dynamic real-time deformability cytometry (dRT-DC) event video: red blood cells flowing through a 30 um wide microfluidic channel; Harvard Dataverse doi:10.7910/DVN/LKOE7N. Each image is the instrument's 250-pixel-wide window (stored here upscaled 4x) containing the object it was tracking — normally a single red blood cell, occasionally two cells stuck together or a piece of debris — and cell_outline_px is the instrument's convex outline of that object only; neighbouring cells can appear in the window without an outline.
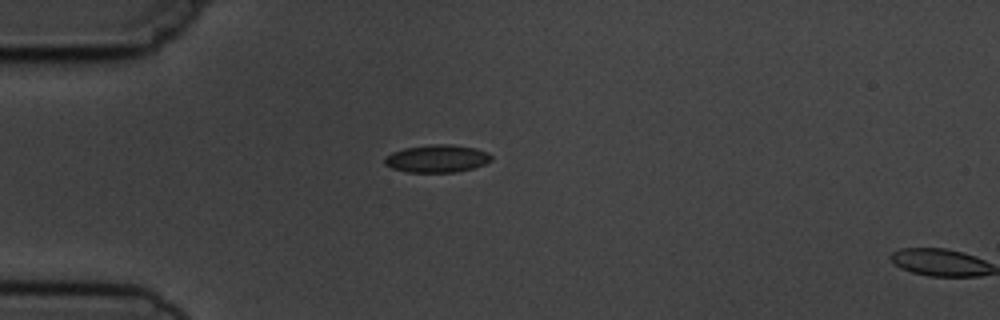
{"species": "common noctule bat (a hibernating species)", "species_latin": "Nyctalus noctula", "temperature_condition": "cold", "stored_images_in_passage": 3, "camera_frame_rate_fps": 3000, "um_per_image_px": 0.085, "animal": {"sex": "male", "body_mass_g": 19.5, "forearm_length_mm": 54.6}, "frame": {"image": 1, "passage_image": 2, "time_ms": 1.333, "image_size_px": [1000, 320], "cell_outline_px": [[492, 160], [484, 164], [472, 168], [456, 172], [408, 172], [392, 168], [384, 164], [384, 156], [392, 152], [404, 148], [428, 144], [452, 144], [476, 148], [488, 152], [492, 156]], "centroid_in_image_um": [37.13, 13.47], "position_along_channel_um": 47.9, "area_um2": 17.34}}